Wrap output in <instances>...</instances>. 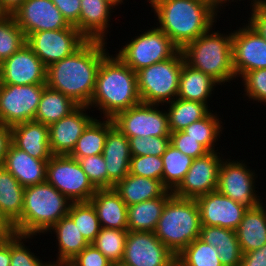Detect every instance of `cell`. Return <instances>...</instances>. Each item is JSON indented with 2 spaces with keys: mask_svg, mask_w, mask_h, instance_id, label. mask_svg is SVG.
<instances>
[{
  "mask_svg": "<svg viewBox=\"0 0 266 266\" xmlns=\"http://www.w3.org/2000/svg\"><path fill=\"white\" fill-rule=\"evenodd\" d=\"M106 44L103 41L87 40L72 55L49 65L46 86L66 95L78 106H89L98 68L109 53Z\"/></svg>",
  "mask_w": 266,
  "mask_h": 266,
  "instance_id": "obj_1",
  "label": "cell"
},
{
  "mask_svg": "<svg viewBox=\"0 0 266 266\" xmlns=\"http://www.w3.org/2000/svg\"><path fill=\"white\" fill-rule=\"evenodd\" d=\"M157 27L180 49L215 27L218 12L201 0H147ZM216 19V20H215ZM216 21V22H215ZM159 23V24H158Z\"/></svg>",
  "mask_w": 266,
  "mask_h": 266,
  "instance_id": "obj_2",
  "label": "cell"
},
{
  "mask_svg": "<svg viewBox=\"0 0 266 266\" xmlns=\"http://www.w3.org/2000/svg\"><path fill=\"white\" fill-rule=\"evenodd\" d=\"M140 103L136 72L117 55L108 53L98 68L88 107L98 108L102 118L113 119L118 113Z\"/></svg>",
  "mask_w": 266,
  "mask_h": 266,
  "instance_id": "obj_3",
  "label": "cell"
},
{
  "mask_svg": "<svg viewBox=\"0 0 266 266\" xmlns=\"http://www.w3.org/2000/svg\"><path fill=\"white\" fill-rule=\"evenodd\" d=\"M72 202L47 181L24 188L23 209L15 225L17 234L38 236L68 215Z\"/></svg>",
  "mask_w": 266,
  "mask_h": 266,
  "instance_id": "obj_4",
  "label": "cell"
},
{
  "mask_svg": "<svg viewBox=\"0 0 266 266\" xmlns=\"http://www.w3.org/2000/svg\"><path fill=\"white\" fill-rule=\"evenodd\" d=\"M225 34L210 28L181 49L186 64L211 76L221 87L222 84L231 83L236 79L233 68L232 32Z\"/></svg>",
  "mask_w": 266,
  "mask_h": 266,
  "instance_id": "obj_5",
  "label": "cell"
},
{
  "mask_svg": "<svg viewBox=\"0 0 266 266\" xmlns=\"http://www.w3.org/2000/svg\"><path fill=\"white\" fill-rule=\"evenodd\" d=\"M200 230V213L196 200L173 194L164 206L154 233L177 257L200 237Z\"/></svg>",
  "mask_w": 266,
  "mask_h": 266,
  "instance_id": "obj_6",
  "label": "cell"
},
{
  "mask_svg": "<svg viewBox=\"0 0 266 266\" xmlns=\"http://www.w3.org/2000/svg\"><path fill=\"white\" fill-rule=\"evenodd\" d=\"M181 50L173 57L136 71L142 103L165 105L177 98L182 65Z\"/></svg>",
  "mask_w": 266,
  "mask_h": 266,
  "instance_id": "obj_7",
  "label": "cell"
},
{
  "mask_svg": "<svg viewBox=\"0 0 266 266\" xmlns=\"http://www.w3.org/2000/svg\"><path fill=\"white\" fill-rule=\"evenodd\" d=\"M134 37L116 53L134 72L173 58L181 50L162 30L155 26Z\"/></svg>",
  "mask_w": 266,
  "mask_h": 266,
  "instance_id": "obj_8",
  "label": "cell"
},
{
  "mask_svg": "<svg viewBox=\"0 0 266 266\" xmlns=\"http://www.w3.org/2000/svg\"><path fill=\"white\" fill-rule=\"evenodd\" d=\"M46 181L71 202H89L97 190L78 160L70 155H53L49 159Z\"/></svg>",
  "mask_w": 266,
  "mask_h": 266,
  "instance_id": "obj_9",
  "label": "cell"
},
{
  "mask_svg": "<svg viewBox=\"0 0 266 266\" xmlns=\"http://www.w3.org/2000/svg\"><path fill=\"white\" fill-rule=\"evenodd\" d=\"M243 162L244 160L223 159L219 169L217 191L247 209H254L263 201L255 190L258 188L255 182L258 176L255 170Z\"/></svg>",
  "mask_w": 266,
  "mask_h": 266,
  "instance_id": "obj_10",
  "label": "cell"
},
{
  "mask_svg": "<svg viewBox=\"0 0 266 266\" xmlns=\"http://www.w3.org/2000/svg\"><path fill=\"white\" fill-rule=\"evenodd\" d=\"M46 84L11 85L0 88V124L14 126L35 119Z\"/></svg>",
  "mask_w": 266,
  "mask_h": 266,
  "instance_id": "obj_11",
  "label": "cell"
},
{
  "mask_svg": "<svg viewBox=\"0 0 266 266\" xmlns=\"http://www.w3.org/2000/svg\"><path fill=\"white\" fill-rule=\"evenodd\" d=\"M157 104L140 103L118 113L112 120L127 137L170 136L168 115ZM163 110V111H162Z\"/></svg>",
  "mask_w": 266,
  "mask_h": 266,
  "instance_id": "obj_12",
  "label": "cell"
},
{
  "mask_svg": "<svg viewBox=\"0 0 266 266\" xmlns=\"http://www.w3.org/2000/svg\"><path fill=\"white\" fill-rule=\"evenodd\" d=\"M86 41L73 25L59 30L35 32L26 37V44L46 67L72 55Z\"/></svg>",
  "mask_w": 266,
  "mask_h": 266,
  "instance_id": "obj_13",
  "label": "cell"
},
{
  "mask_svg": "<svg viewBox=\"0 0 266 266\" xmlns=\"http://www.w3.org/2000/svg\"><path fill=\"white\" fill-rule=\"evenodd\" d=\"M117 265L176 266V256L154 232L128 231L124 255Z\"/></svg>",
  "mask_w": 266,
  "mask_h": 266,
  "instance_id": "obj_14",
  "label": "cell"
},
{
  "mask_svg": "<svg viewBox=\"0 0 266 266\" xmlns=\"http://www.w3.org/2000/svg\"><path fill=\"white\" fill-rule=\"evenodd\" d=\"M232 32L233 68L238 77L266 68V40L249 24Z\"/></svg>",
  "mask_w": 266,
  "mask_h": 266,
  "instance_id": "obj_15",
  "label": "cell"
},
{
  "mask_svg": "<svg viewBox=\"0 0 266 266\" xmlns=\"http://www.w3.org/2000/svg\"><path fill=\"white\" fill-rule=\"evenodd\" d=\"M222 156V152L214 151L194 159L185 178L173 191V194L180 198L197 199L216 191L219 169L223 161Z\"/></svg>",
  "mask_w": 266,
  "mask_h": 266,
  "instance_id": "obj_16",
  "label": "cell"
},
{
  "mask_svg": "<svg viewBox=\"0 0 266 266\" xmlns=\"http://www.w3.org/2000/svg\"><path fill=\"white\" fill-rule=\"evenodd\" d=\"M12 15L25 37L39 31L70 26L51 0H24Z\"/></svg>",
  "mask_w": 266,
  "mask_h": 266,
  "instance_id": "obj_17",
  "label": "cell"
},
{
  "mask_svg": "<svg viewBox=\"0 0 266 266\" xmlns=\"http://www.w3.org/2000/svg\"><path fill=\"white\" fill-rule=\"evenodd\" d=\"M195 200L199 208L201 226L236 230L247 211L246 207L217 190Z\"/></svg>",
  "mask_w": 266,
  "mask_h": 266,
  "instance_id": "obj_18",
  "label": "cell"
},
{
  "mask_svg": "<svg viewBox=\"0 0 266 266\" xmlns=\"http://www.w3.org/2000/svg\"><path fill=\"white\" fill-rule=\"evenodd\" d=\"M2 84H46L47 67L25 43L0 64Z\"/></svg>",
  "mask_w": 266,
  "mask_h": 266,
  "instance_id": "obj_19",
  "label": "cell"
},
{
  "mask_svg": "<svg viewBox=\"0 0 266 266\" xmlns=\"http://www.w3.org/2000/svg\"><path fill=\"white\" fill-rule=\"evenodd\" d=\"M88 106H77L67 116L48 126L49 145L53 155H70L76 146L77 140L94 119L86 112Z\"/></svg>",
  "mask_w": 266,
  "mask_h": 266,
  "instance_id": "obj_20",
  "label": "cell"
},
{
  "mask_svg": "<svg viewBox=\"0 0 266 266\" xmlns=\"http://www.w3.org/2000/svg\"><path fill=\"white\" fill-rule=\"evenodd\" d=\"M102 155L108 173V188H113L129 173L132 157L128 138L115 125L108 131Z\"/></svg>",
  "mask_w": 266,
  "mask_h": 266,
  "instance_id": "obj_21",
  "label": "cell"
},
{
  "mask_svg": "<svg viewBox=\"0 0 266 266\" xmlns=\"http://www.w3.org/2000/svg\"><path fill=\"white\" fill-rule=\"evenodd\" d=\"M80 6L78 31L87 40L107 42V28L115 7L106 0H80Z\"/></svg>",
  "mask_w": 266,
  "mask_h": 266,
  "instance_id": "obj_22",
  "label": "cell"
},
{
  "mask_svg": "<svg viewBox=\"0 0 266 266\" xmlns=\"http://www.w3.org/2000/svg\"><path fill=\"white\" fill-rule=\"evenodd\" d=\"M12 143L40 160H49L53 156L49 145V128L35 120L12 126Z\"/></svg>",
  "mask_w": 266,
  "mask_h": 266,
  "instance_id": "obj_23",
  "label": "cell"
},
{
  "mask_svg": "<svg viewBox=\"0 0 266 266\" xmlns=\"http://www.w3.org/2000/svg\"><path fill=\"white\" fill-rule=\"evenodd\" d=\"M48 161L31 157L12 143L6 154L4 167L25 188L46 181Z\"/></svg>",
  "mask_w": 266,
  "mask_h": 266,
  "instance_id": "obj_24",
  "label": "cell"
},
{
  "mask_svg": "<svg viewBox=\"0 0 266 266\" xmlns=\"http://www.w3.org/2000/svg\"><path fill=\"white\" fill-rule=\"evenodd\" d=\"M101 228L128 230L127 205L114 188L97 189L89 201Z\"/></svg>",
  "mask_w": 266,
  "mask_h": 266,
  "instance_id": "obj_25",
  "label": "cell"
},
{
  "mask_svg": "<svg viewBox=\"0 0 266 266\" xmlns=\"http://www.w3.org/2000/svg\"><path fill=\"white\" fill-rule=\"evenodd\" d=\"M265 205L262 202L254 209H247L235 230L242 253L257 250L266 244Z\"/></svg>",
  "mask_w": 266,
  "mask_h": 266,
  "instance_id": "obj_26",
  "label": "cell"
},
{
  "mask_svg": "<svg viewBox=\"0 0 266 266\" xmlns=\"http://www.w3.org/2000/svg\"><path fill=\"white\" fill-rule=\"evenodd\" d=\"M56 235L58 255L56 261L50 262L52 266L73 260L89 243L67 215L55 223L48 231ZM53 232V233H52Z\"/></svg>",
  "mask_w": 266,
  "mask_h": 266,
  "instance_id": "obj_27",
  "label": "cell"
},
{
  "mask_svg": "<svg viewBox=\"0 0 266 266\" xmlns=\"http://www.w3.org/2000/svg\"><path fill=\"white\" fill-rule=\"evenodd\" d=\"M199 238L216 248L223 266H240L243 253L235 230L218 226H201Z\"/></svg>",
  "mask_w": 266,
  "mask_h": 266,
  "instance_id": "obj_28",
  "label": "cell"
},
{
  "mask_svg": "<svg viewBox=\"0 0 266 266\" xmlns=\"http://www.w3.org/2000/svg\"><path fill=\"white\" fill-rule=\"evenodd\" d=\"M127 206L161 197L168 189L161 180L128 173L113 186Z\"/></svg>",
  "mask_w": 266,
  "mask_h": 266,
  "instance_id": "obj_29",
  "label": "cell"
},
{
  "mask_svg": "<svg viewBox=\"0 0 266 266\" xmlns=\"http://www.w3.org/2000/svg\"><path fill=\"white\" fill-rule=\"evenodd\" d=\"M173 195L167 190L161 197L127 207L128 231L154 232L166 202Z\"/></svg>",
  "mask_w": 266,
  "mask_h": 266,
  "instance_id": "obj_30",
  "label": "cell"
},
{
  "mask_svg": "<svg viewBox=\"0 0 266 266\" xmlns=\"http://www.w3.org/2000/svg\"><path fill=\"white\" fill-rule=\"evenodd\" d=\"M217 85L220 84L211 76L190 67L184 62L181 69L177 98L208 105L209 97L214 94L213 92Z\"/></svg>",
  "mask_w": 266,
  "mask_h": 266,
  "instance_id": "obj_31",
  "label": "cell"
},
{
  "mask_svg": "<svg viewBox=\"0 0 266 266\" xmlns=\"http://www.w3.org/2000/svg\"><path fill=\"white\" fill-rule=\"evenodd\" d=\"M100 120L94 118L88 124L77 140L76 146L70 154L71 157L78 160L80 157L103 153L108 131L114 126V122L108 118Z\"/></svg>",
  "mask_w": 266,
  "mask_h": 266,
  "instance_id": "obj_32",
  "label": "cell"
},
{
  "mask_svg": "<svg viewBox=\"0 0 266 266\" xmlns=\"http://www.w3.org/2000/svg\"><path fill=\"white\" fill-rule=\"evenodd\" d=\"M77 106L66 95L46 86L43 90L34 120L50 126L67 116Z\"/></svg>",
  "mask_w": 266,
  "mask_h": 266,
  "instance_id": "obj_33",
  "label": "cell"
},
{
  "mask_svg": "<svg viewBox=\"0 0 266 266\" xmlns=\"http://www.w3.org/2000/svg\"><path fill=\"white\" fill-rule=\"evenodd\" d=\"M24 187L3 166L0 168V208L7 218L16 225L21 219Z\"/></svg>",
  "mask_w": 266,
  "mask_h": 266,
  "instance_id": "obj_34",
  "label": "cell"
},
{
  "mask_svg": "<svg viewBox=\"0 0 266 266\" xmlns=\"http://www.w3.org/2000/svg\"><path fill=\"white\" fill-rule=\"evenodd\" d=\"M167 105L169 108L166 112L171 132L182 131L193 122L201 120L211 112V109H208L210 106L208 107L205 103L179 98L168 102Z\"/></svg>",
  "mask_w": 266,
  "mask_h": 266,
  "instance_id": "obj_35",
  "label": "cell"
},
{
  "mask_svg": "<svg viewBox=\"0 0 266 266\" xmlns=\"http://www.w3.org/2000/svg\"><path fill=\"white\" fill-rule=\"evenodd\" d=\"M161 157L163 161L162 183L168 190L174 191L185 178L194 159L183 154L171 144Z\"/></svg>",
  "mask_w": 266,
  "mask_h": 266,
  "instance_id": "obj_36",
  "label": "cell"
},
{
  "mask_svg": "<svg viewBox=\"0 0 266 266\" xmlns=\"http://www.w3.org/2000/svg\"><path fill=\"white\" fill-rule=\"evenodd\" d=\"M218 115L210 112L207 116L193 122L182 131L201 143L209 152L218 151V149L215 150V146H217L215 143L223 134L224 128L222 118H219Z\"/></svg>",
  "mask_w": 266,
  "mask_h": 266,
  "instance_id": "obj_37",
  "label": "cell"
},
{
  "mask_svg": "<svg viewBox=\"0 0 266 266\" xmlns=\"http://www.w3.org/2000/svg\"><path fill=\"white\" fill-rule=\"evenodd\" d=\"M176 266H223L214 246L200 238L191 242L177 257Z\"/></svg>",
  "mask_w": 266,
  "mask_h": 266,
  "instance_id": "obj_38",
  "label": "cell"
},
{
  "mask_svg": "<svg viewBox=\"0 0 266 266\" xmlns=\"http://www.w3.org/2000/svg\"><path fill=\"white\" fill-rule=\"evenodd\" d=\"M68 216L73 220L85 240L92 244L101 229L93 205L90 202H72Z\"/></svg>",
  "mask_w": 266,
  "mask_h": 266,
  "instance_id": "obj_39",
  "label": "cell"
},
{
  "mask_svg": "<svg viewBox=\"0 0 266 266\" xmlns=\"http://www.w3.org/2000/svg\"><path fill=\"white\" fill-rule=\"evenodd\" d=\"M128 230L101 228L92 243L114 266L121 263Z\"/></svg>",
  "mask_w": 266,
  "mask_h": 266,
  "instance_id": "obj_40",
  "label": "cell"
},
{
  "mask_svg": "<svg viewBox=\"0 0 266 266\" xmlns=\"http://www.w3.org/2000/svg\"><path fill=\"white\" fill-rule=\"evenodd\" d=\"M26 43L22 29L13 15L0 17V64Z\"/></svg>",
  "mask_w": 266,
  "mask_h": 266,
  "instance_id": "obj_41",
  "label": "cell"
},
{
  "mask_svg": "<svg viewBox=\"0 0 266 266\" xmlns=\"http://www.w3.org/2000/svg\"><path fill=\"white\" fill-rule=\"evenodd\" d=\"M33 237L21 234L10 237V266H52L50 261H44V263L42 259L40 260L39 256L31 252L30 248H27L30 246L24 244Z\"/></svg>",
  "mask_w": 266,
  "mask_h": 266,
  "instance_id": "obj_42",
  "label": "cell"
},
{
  "mask_svg": "<svg viewBox=\"0 0 266 266\" xmlns=\"http://www.w3.org/2000/svg\"><path fill=\"white\" fill-rule=\"evenodd\" d=\"M132 156H162L170 145V136H146L128 138Z\"/></svg>",
  "mask_w": 266,
  "mask_h": 266,
  "instance_id": "obj_43",
  "label": "cell"
},
{
  "mask_svg": "<svg viewBox=\"0 0 266 266\" xmlns=\"http://www.w3.org/2000/svg\"><path fill=\"white\" fill-rule=\"evenodd\" d=\"M78 162L96 189L108 188V173L102 154L80 157Z\"/></svg>",
  "mask_w": 266,
  "mask_h": 266,
  "instance_id": "obj_44",
  "label": "cell"
},
{
  "mask_svg": "<svg viewBox=\"0 0 266 266\" xmlns=\"http://www.w3.org/2000/svg\"><path fill=\"white\" fill-rule=\"evenodd\" d=\"M243 79V80H242ZM240 80L244 89L243 95L250 100L266 104V68L245 73Z\"/></svg>",
  "mask_w": 266,
  "mask_h": 266,
  "instance_id": "obj_45",
  "label": "cell"
},
{
  "mask_svg": "<svg viewBox=\"0 0 266 266\" xmlns=\"http://www.w3.org/2000/svg\"><path fill=\"white\" fill-rule=\"evenodd\" d=\"M131 175L161 180L163 173V161L161 156H132L130 160Z\"/></svg>",
  "mask_w": 266,
  "mask_h": 266,
  "instance_id": "obj_46",
  "label": "cell"
},
{
  "mask_svg": "<svg viewBox=\"0 0 266 266\" xmlns=\"http://www.w3.org/2000/svg\"><path fill=\"white\" fill-rule=\"evenodd\" d=\"M170 144L193 159L205 156L209 151L183 131L171 132Z\"/></svg>",
  "mask_w": 266,
  "mask_h": 266,
  "instance_id": "obj_47",
  "label": "cell"
},
{
  "mask_svg": "<svg viewBox=\"0 0 266 266\" xmlns=\"http://www.w3.org/2000/svg\"><path fill=\"white\" fill-rule=\"evenodd\" d=\"M70 263L73 266H114L92 244L85 247Z\"/></svg>",
  "mask_w": 266,
  "mask_h": 266,
  "instance_id": "obj_48",
  "label": "cell"
},
{
  "mask_svg": "<svg viewBox=\"0 0 266 266\" xmlns=\"http://www.w3.org/2000/svg\"><path fill=\"white\" fill-rule=\"evenodd\" d=\"M70 25L79 29L80 0H51Z\"/></svg>",
  "mask_w": 266,
  "mask_h": 266,
  "instance_id": "obj_49",
  "label": "cell"
},
{
  "mask_svg": "<svg viewBox=\"0 0 266 266\" xmlns=\"http://www.w3.org/2000/svg\"><path fill=\"white\" fill-rule=\"evenodd\" d=\"M251 17L247 22L266 40V9L259 4L250 7Z\"/></svg>",
  "mask_w": 266,
  "mask_h": 266,
  "instance_id": "obj_50",
  "label": "cell"
},
{
  "mask_svg": "<svg viewBox=\"0 0 266 266\" xmlns=\"http://www.w3.org/2000/svg\"><path fill=\"white\" fill-rule=\"evenodd\" d=\"M240 266H266V244L257 250L243 253Z\"/></svg>",
  "mask_w": 266,
  "mask_h": 266,
  "instance_id": "obj_51",
  "label": "cell"
},
{
  "mask_svg": "<svg viewBox=\"0 0 266 266\" xmlns=\"http://www.w3.org/2000/svg\"><path fill=\"white\" fill-rule=\"evenodd\" d=\"M12 144V127L0 124V168L4 166L6 154Z\"/></svg>",
  "mask_w": 266,
  "mask_h": 266,
  "instance_id": "obj_52",
  "label": "cell"
},
{
  "mask_svg": "<svg viewBox=\"0 0 266 266\" xmlns=\"http://www.w3.org/2000/svg\"><path fill=\"white\" fill-rule=\"evenodd\" d=\"M17 234L15 225L7 218L0 208V239L10 238Z\"/></svg>",
  "mask_w": 266,
  "mask_h": 266,
  "instance_id": "obj_53",
  "label": "cell"
},
{
  "mask_svg": "<svg viewBox=\"0 0 266 266\" xmlns=\"http://www.w3.org/2000/svg\"><path fill=\"white\" fill-rule=\"evenodd\" d=\"M10 238L0 239V266H10Z\"/></svg>",
  "mask_w": 266,
  "mask_h": 266,
  "instance_id": "obj_54",
  "label": "cell"
},
{
  "mask_svg": "<svg viewBox=\"0 0 266 266\" xmlns=\"http://www.w3.org/2000/svg\"><path fill=\"white\" fill-rule=\"evenodd\" d=\"M24 0H0L3 11L12 15L23 3Z\"/></svg>",
  "mask_w": 266,
  "mask_h": 266,
  "instance_id": "obj_55",
  "label": "cell"
},
{
  "mask_svg": "<svg viewBox=\"0 0 266 266\" xmlns=\"http://www.w3.org/2000/svg\"><path fill=\"white\" fill-rule=\"evenodd\" d=\"M213 7L218 13H220L221 7L227 3V0H201ZM220 10V11H219Z\"/></svg>",
  "mask_w": 266,
  "mask_h": 266,
  "instance_id": "obj_56",
  "label": "cell"
},
{
  "mask_svg": "<svg viewBox=\"0 0 266 266\" xmlns=\"http://www.w3.org/2000/svg\"><path fill=\"white\" fill-rule=\"evenodd\" d=\"M106 1L112 4L115 7V10H117L116 7H118L120 4L121 5L124 4L123 3L124 0H106Z\"/></svg>",
  "mask_w": 266,
  "mask_h": 266,
  "instance_id": "obj_57",
  "label": "cell"
},
{
  "mask_svg": "<svg viewBox=\"0 0 266 266\" xmlns=\"http://www.w3.org/2000/svg\"><path fill=\"white\" fill-rule=\"evenodd\" d=\"M237 1H241V0H237ZM237 1H234V0H227V3L229 4V3H231V2H237ZM243 1V0H242ZM251 2H249V3H251V4H249L250 5V7L251 6H254V5H258L260 2H261V0H250Z\"/></svg>",
  "mask_w": 266,
  "mask_h": 266,
  "instance_id": "obj_58",
  "label": "cell"
},
{
  "mask_svg": "<svg viewBox=\"0 0 266 266\" xmlns=\"http://www.w3.org/2000/svg\"><path fill=\"white\" fill-rule=\"evenodd\" d=\"M54 266H73L70 262H66V263H60Z\"/></svg>",
  "mask_w": 266,
  "mask_h": 266,
  "instance_id": "obj_59",
  "label": "cell"
},
{
  "mask_svg": "<svg viewBox=\"0 0 266 266\" xmlns=\"http://www.w3.org/2000/svg\"><path fill=\"white\" fill-rule=\"evenodd\" d=\"M7 14L3 11V9H2V5H1V3H0V17H4V16H6Z\"/></svg>",
  "mask_w": 266,
  "mask_h": 266,
  "instance_id": "obj_60",
  "label": "cell"
},
{
  "mask_svg": "<svg viewBox=\"0 0 266 266\" xmlns=\"http://www.w3.org/2000/svg\"><path fill=\"white\" fill-rule=\"evenodd\" d=\"M259 5H260L262 8L266 9V0H261V2L259 3Z\"/></svg>",
  "mask_w": 266,
  "mask_h": 266,
  "instance_id": "obj_61",
  "label": "cell"
},
{
  "mask_svg": "<svg viewBox=\"0 0 266 266\" xmlns=\"http://www.w3.org/2000/svg\"><path fill=\"white\" fill-rule=\"evenodd\" d=\"M1 85H2V77H1V68H0V88H1Z\"/></svg>",
  "mask_w": 266,
  "mask_h": 266,
  "instance_id": "obj_62",
  "label": "cell"
}]
</instances>
